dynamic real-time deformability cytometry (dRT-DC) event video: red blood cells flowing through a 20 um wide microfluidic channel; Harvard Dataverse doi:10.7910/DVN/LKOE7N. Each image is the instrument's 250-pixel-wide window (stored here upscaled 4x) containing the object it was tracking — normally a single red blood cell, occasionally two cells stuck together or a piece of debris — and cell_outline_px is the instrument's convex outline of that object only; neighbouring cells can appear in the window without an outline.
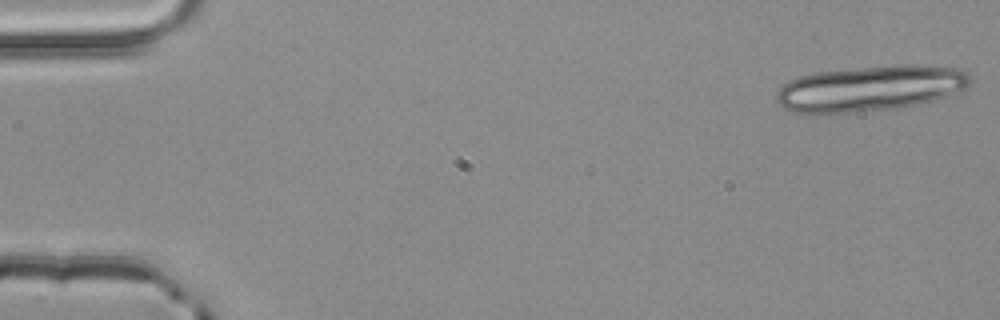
{"species": "common noctule bat (a hibernating species)", "species_latin": "Nyctalus noctula", "temperature_condition": "room temperature", "stored_images_in_passage": 4, "camera_frame_rate_fps": 3000, "um_per_image_px": 0.085, "animal": {"sex": "male", "body_mass_g": 20.4}, "frame": {"image": 1, "passage_image": 1, "time_ms": 0.0, "image_size_px": [1000, 320], "cell_outline_px": [[972, 80], [964, 88], [944, 96], [932, 100], [916, 104], [896, 108], [812, 116], [792, 112], [784, 108], [776, 100], [776, 92], [788, 80], [800, 76], [816, 72], [900, 64], [916, 64], [964, 68], [972, 76]], "centroid_in_image_um": [73.93, 7.52], "position_along_channel_um": 11.1, "area_um2": 52.08}}